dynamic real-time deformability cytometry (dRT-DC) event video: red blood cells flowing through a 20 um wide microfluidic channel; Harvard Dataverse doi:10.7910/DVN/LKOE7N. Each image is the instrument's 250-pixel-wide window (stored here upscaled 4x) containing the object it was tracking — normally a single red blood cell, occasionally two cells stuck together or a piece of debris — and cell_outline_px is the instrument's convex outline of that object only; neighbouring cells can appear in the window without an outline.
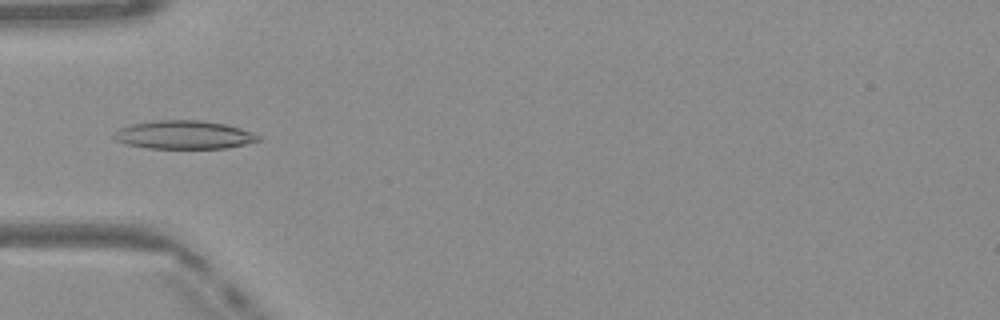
{"species": "Egyptian fruit bat (a non-hibernating species)", "species_latin": "Rousettus aegyptiacus", "temperature_condition": "warm", "stored_images_in_passage": 39, "camera_frame_rate_fps": 3000, "um_per_image_px": 0.085, "frame": {"image": 1, "passage_image": 6, "time_ms": 1.667, "image_size_px": [1000, 320], "cell_outline_px": [[260, 140], [228, 148], [148, 148], [128, 144], [116, 140], [112, 136], [120, 128], [132, 124], [152, 120], [200, 120], [224, 124], [240, 128], [252, 132], [260, 136]], "centroid_in_image_um": [15.64, 11.45], "position_along_channel_um": 69.4, "area_um2": 23.7}}
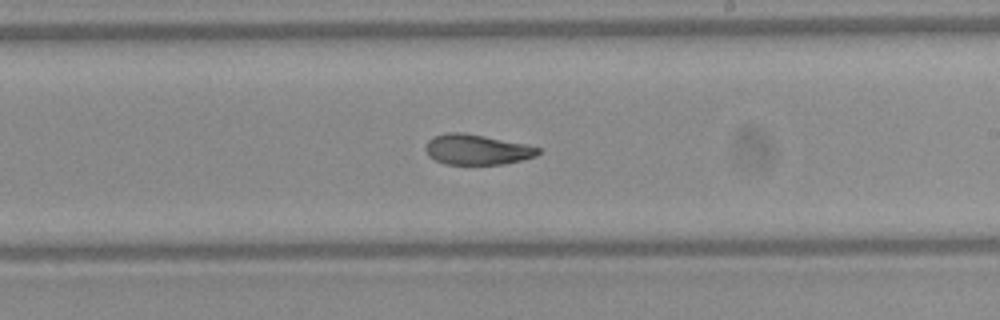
{"frame": {"image": 2, "passage_image": 19, "time_ms": 6.0, "image_size_px": [1000, 320], "cell_outline_px": [[540, 152], [536, 156], [504, 164], [444, 164], [428, 156], [424, 148], [428, 140], [432, 136], [444, 132], [464, 132], [524, 144], [540, 148]], "centroid_in_image_um": [40.47, 12.7], "position_along_channel_um": 248.5, "area_um2": 19.88}}
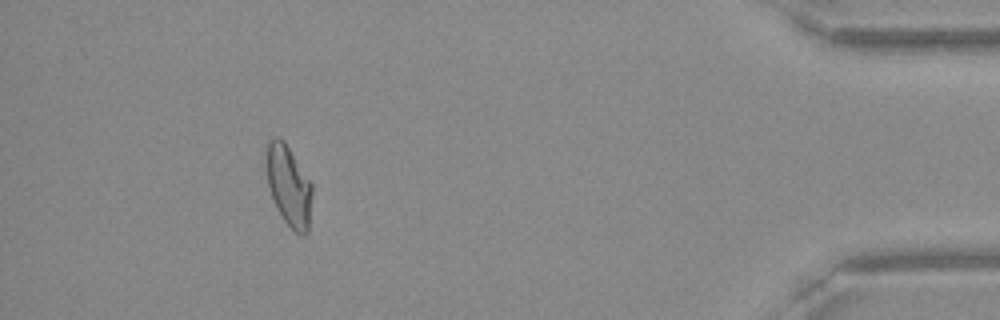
{"frame": {"image": 3, "passage_image": 35, "time_ms": 11.333, "image_size_px": [1000, 320], "cell_outline_px": [[312, 192], [308, 232], [304, 236], [300, 236], [284, 220], [272, 196], [268, 184], [268, 140], [276, 136], [284, 140], [312, 184]], "centroid_in_image_um": [24.58, 15.81], "position_along_channel_um": 410.6, "area_um2": 20.87}, "authors_computed_cell_mechanics": {"area_um2": 21.2704, "velocity_mm_per_s": 4.1184, "shape_relaxation_time_tau1_ms": 5.9223, "shape_relaxation_time_tau2_ms": 2.295, "deformation_change_tau1": 0.2057, "deformation_change_tau2": 0.0904}}